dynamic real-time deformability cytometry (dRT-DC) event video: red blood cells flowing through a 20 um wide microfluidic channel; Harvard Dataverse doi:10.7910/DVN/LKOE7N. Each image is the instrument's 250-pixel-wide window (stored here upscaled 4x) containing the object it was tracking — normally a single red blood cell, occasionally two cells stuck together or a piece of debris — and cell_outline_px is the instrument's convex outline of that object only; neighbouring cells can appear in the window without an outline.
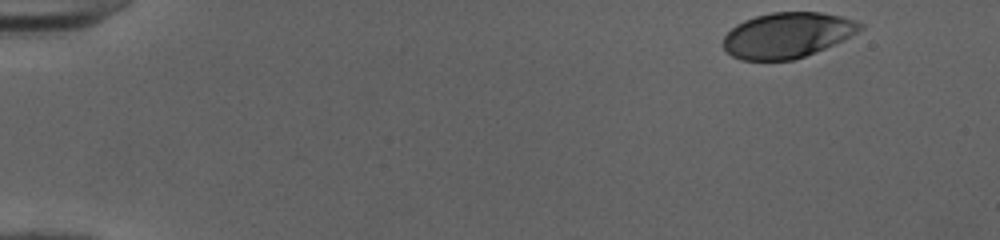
{"species": "human", "species_latin": "Homo sapiens", "temperature_condition": "cold", "stored_images_in_passage": 48, "camera_frame_rate_fps": 3000, "um_per_image_px": 0.085, "donor": {"sex": "female"}, "frame": {"image": 1, "passage_image": 1, "time_ms": 0.0, "image_size_px": [1000, 240], "cell_outline_px": [[864, 28], [824, 48], [804, 56], [792, 60], [740, 60], [732, 56], [724, 48], [724, 36], [736, 24], [744, 20], [756, 16], [772, 12], [820, 12], [840, 16], [864, 24]], "centroid_in_image_um": [66.88, 2.98], "position_along_channel_um": 18.1, "area_um2": 35.72}}
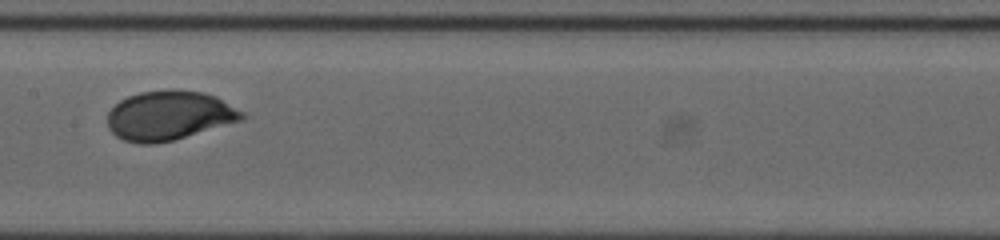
{"frame": {"image": 2, "passage_image": 24, "time_ms": 7.667, "image_size_px": [1000, 240], "cell_outline_px": [[248, 116], [244, 120], [172, 140], [152, 144], [140, 144], [124, 140], [116, 136], [108, 128], [108, 112], [120, 100], [128, 96], [140, 92], [172, 88], [204, 92], [216, 96], [244, 112]], "centroid_in_image_um": [14.4, 9.8], "position_along_channel_um": 193.0, "area_um2": 38.96}}
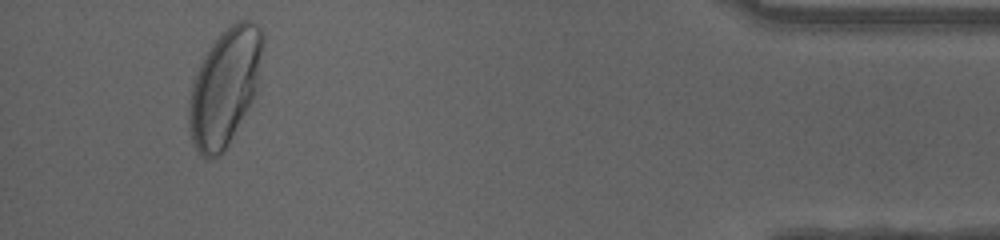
{"frame": {"image": 3, "passage_image": 45, "time_ms": 14.667, "image_size_px": [1000, 240], "cell_outline_px": [[264, 40], [256, 88], [252, 100], [248, 108], [224, 152], [212, 160], [204, 160], [196, 152], [192, 144], [188, 128], [188, 108], [192, 84], [200, 64], [204, 56], [220, 32], [236, 20], [252, 20], [260, 28], [264, 36]], "centroid_in_image_um": [19.07, 7.44], "position_along_channel_um": 416.1, "area_um2": 50.46}, "authors_computed_cell_mechanics": {"area_um2": 38.2347, "velocity_mm_per_s": 3.9867, "shape_relaxation_time_tau1_ms": 2.3441, "shape_relaxation_time_tau2_ms": null, "deformation_change_tau1": 0.1498, "deformation_change_tau2": null}}